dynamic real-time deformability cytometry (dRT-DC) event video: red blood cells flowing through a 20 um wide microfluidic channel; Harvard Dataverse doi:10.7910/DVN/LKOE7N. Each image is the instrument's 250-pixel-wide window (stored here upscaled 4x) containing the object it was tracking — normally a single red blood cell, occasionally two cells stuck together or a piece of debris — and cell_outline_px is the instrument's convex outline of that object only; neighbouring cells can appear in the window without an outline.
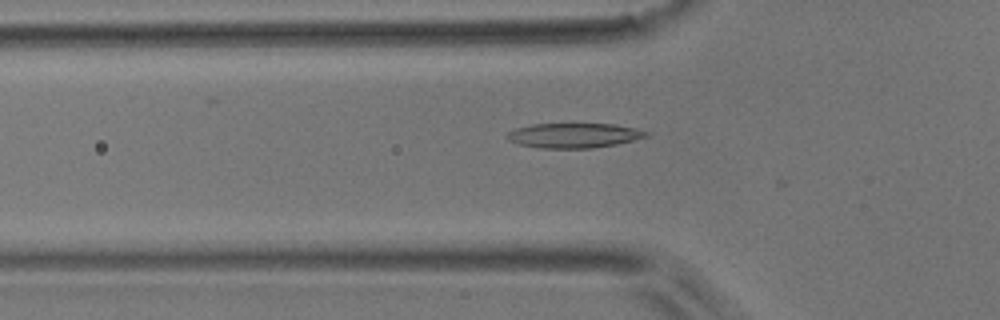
{"species": "common noctule bat (a hibernating species)", "species_latin": "Nyctalus noctula", "temperature_condition": "room temperature", "stored_images_in_passage": 33, "camera_frame_rate_fps": 3000, "um_per_image_px": 0.085, "animal": {"sex": "male", "body_mass_g": 17.9}, "frame": {"image": 1, "passage_image": 3, "time_ms": 0.667, "image_size_px": [1000, 320], "cell_outline_px": [[652, 132], [648, 136], [616, 144], [592, 148], [540, 148], [520, 144], [508, 140], [504, 136], [508, 132], [516, 128], [532, 124], [616, 124], [636, 128]], "centroid_in_image_um": [48.79, 11.51], "position_along_channel_um": 77.0, "area_um2": 20.11}}
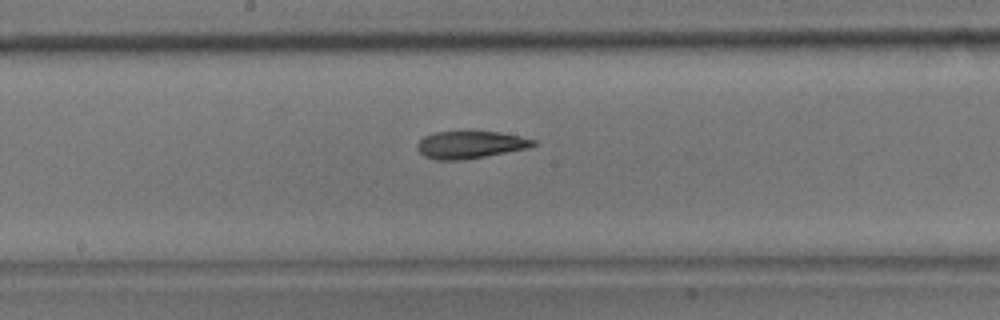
{"frame": {"image": 2, "passage_image": 13, "time_ms": 4.0, "image_size_px": [1000, 320], "cell_outline_px": [[536, 144], [528, 148], [484, 156], [460, 160], [436, 160], [424, 156], [416, 148], [416, 144], [424, 136], [436, 132], [464, 128], [472, 128], [500, 132], [520, 136], [536, 140]], "centroid_in_image_um": [39.94, 12.24], "position_along_channel_um": 208.3, "area_um2": 19.36}}
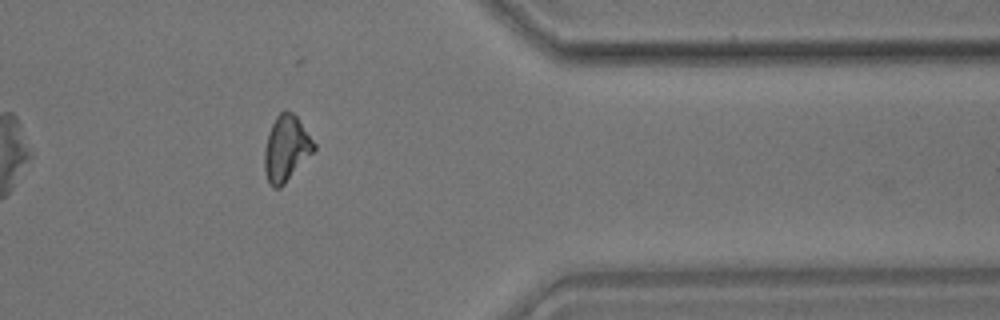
{"frame": {"image": 3, "passage_image": 28, "time_ms": 9.0, "image_size_px": [1000, 320], "cell_outline_px": [[316, 148], [284, 184], [280, 188], [272, 188], [268, 180], [264, 168], [264, 152], [268, 136], [272, 124], [276, 116], [284, 108], [292, 112], [296, 116], [316, 144]], "centroid_in_image_um": [24.32, 12.6], "position_along_channel_um": 387.1, "area_um2": 18.67}, "authors_computed_cell_mechanics": {"area_um2": 18.8428, "velocity_mm_per_s": 3.9115, "shape_relaxation_time_tau1_ms": 5.1891, "shape_relaxation_time_tau2_ms": 6.4889, "deformation_change_tau1": 0.1629, "deformation_change_tau2": 0.1394}}